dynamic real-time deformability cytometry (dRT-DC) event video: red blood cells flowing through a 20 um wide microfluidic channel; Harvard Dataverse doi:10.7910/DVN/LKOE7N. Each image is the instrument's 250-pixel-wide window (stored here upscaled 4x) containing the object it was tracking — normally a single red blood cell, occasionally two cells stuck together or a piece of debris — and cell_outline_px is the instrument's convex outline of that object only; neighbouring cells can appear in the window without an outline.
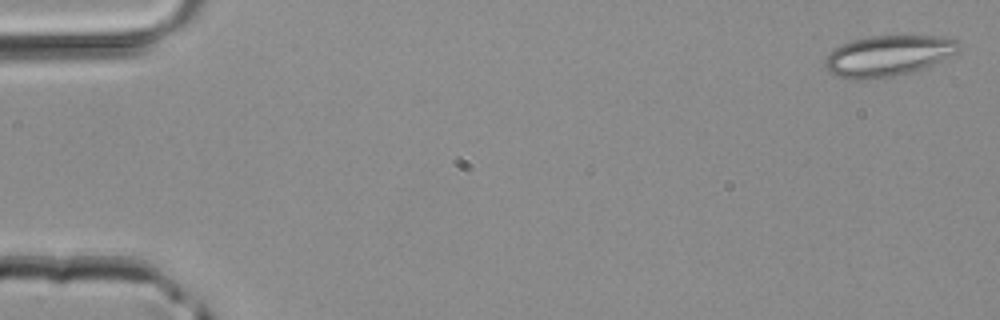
{"species": "common noctule bat (a hibernating species)", "species_latin": "Nyctalus noctula", "temperature_condition": "room temperature", "stored_images_in_passage": 45, "camera_frame_rate_fps": 3000, "um_per_image_px": 0.085, "animal": {"sex": "male", "body_mass_g": 20.4}, "frame": {"image": 1, "passage_image": 1, "time_ms": 0.0, "image_size_px": [1000, 320], "cell_outline_px": [[960, 48], [956, 52], [924, 68], [912, 72], [896, 76], [868, 80], [852, 80], [832, 76], [824, 64], [824, 60], [832, 48], [840, 44], [852, 40], [872, 36], [940, 36], [960, 40]], "centroid_in_image_um": [75.42, 4.76], "position_along_channel_um": 9.6, "area_um2": 32.19}}
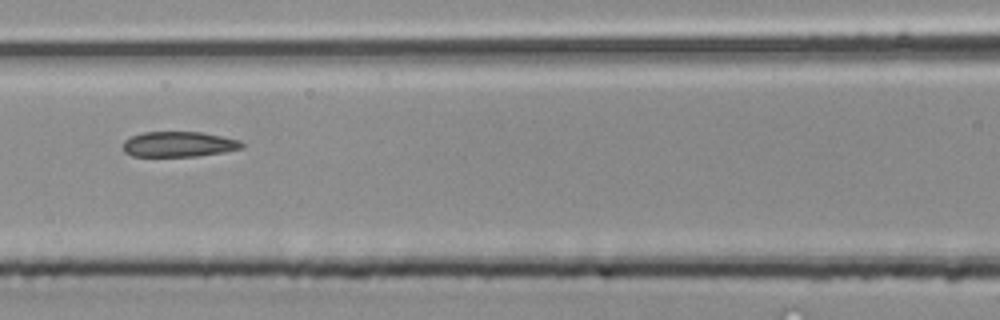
{"frame": {"image": 2, "passage_image": 20, "time_ms": 6.333, "image_size_px": [1000, 320], "cell_outline_px": [[244, 148], [224, 152], [196, 156], [132, 156], [124, 152], [124, 140], [132, 136], [144, 132], [200, 132], [240, 140], [244, 144]], "centroid_in_image_um": [15.21, 12.26], "position_along_channel_um": 151.4, "area_um2": 17.46}}
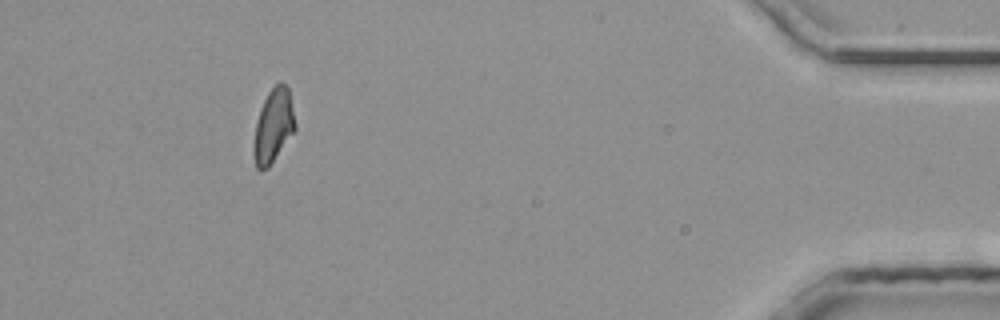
{"frame": {"image": 3, "passage_image": 41, "time_ms": 13.333, "image_size_px": [1000, 320], "cell_outline_px": [[296, 128], [268, 168], [256, 168], [252, 148], [256, 124], [260, 108], [268, 92], [280, 80], [288, 88], [296, 124]], "centroid_in_image_um": [23.22, 10.68], "position_along_channel_um": 412.0, "area_um2": 17.57}}